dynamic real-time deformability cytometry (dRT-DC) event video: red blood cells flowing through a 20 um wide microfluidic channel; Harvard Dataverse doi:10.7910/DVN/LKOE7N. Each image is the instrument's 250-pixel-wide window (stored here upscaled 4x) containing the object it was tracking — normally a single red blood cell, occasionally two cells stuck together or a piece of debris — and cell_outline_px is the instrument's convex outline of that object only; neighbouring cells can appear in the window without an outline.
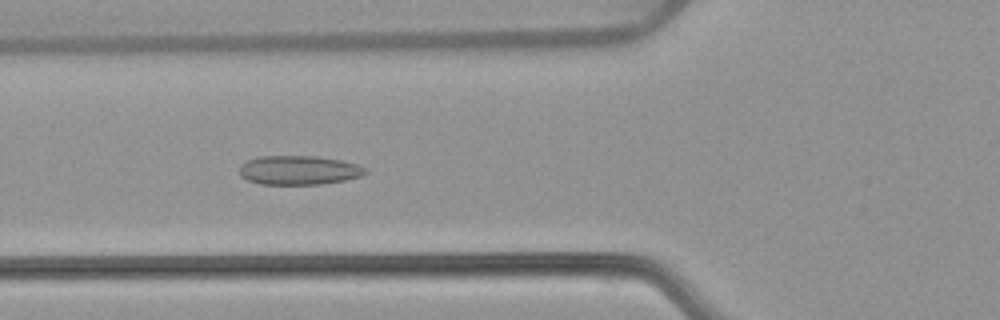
{"species": "common noctule bat (a hibernating species)", "species_latin": "Nyctalus noctula", "temperature_condition": "warm", "stored_images_in_passage": 54, "camera_frame_rate_fps": 3000, "um_per_image_px": 0.085, "animal": {"sex": "female", "body_mass_g": 22.7, "forearm_length_mm": 54.2}, "frame": {"image": 1, "passage_image": 20, "time_ms": 6.333, "image_size_px": [1000, 320], "cell_outline_px": [[368, 172], [360, 176], [344, 180], [320, 184], [260, 184], [248, 180], [240, 176], [240, 164], [248, 160], [260, 156], [316, 156], [340, 160], [356, 164], [368, 168]], "centroid_in_image_um": [25.4, 14.46], "position_along_channel_um": 100.4, "area_um2": 21.33}}
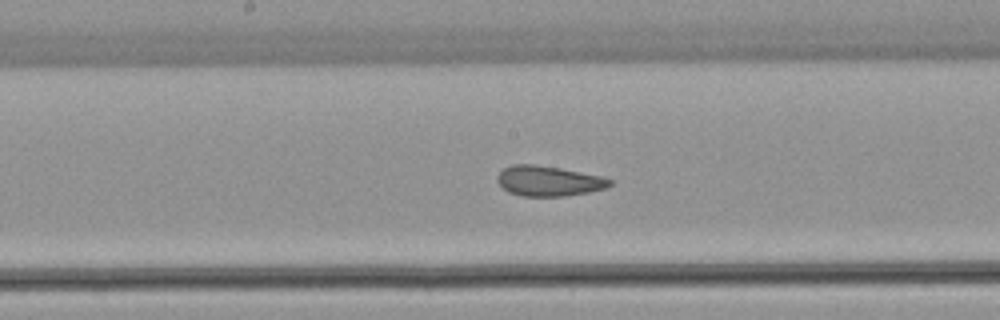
{"frame": {"image": 2, "passage_image": 28, "time_ms": 9.0, "image_size_px": [1000, 320], "cell_outline_px": [[612, 184], [608, 188], [588, 192], [564, 196], [520, 196], [508, 192], [496, 180], [496, 176], [504, 168], [512, 164], [536, 164], [560, 168], [600, 176], [612, 180]], "centroid_in_image_um": [46.62, 15.38], "position_along_channel_um": 201.6, "area_um2": 19.83}}
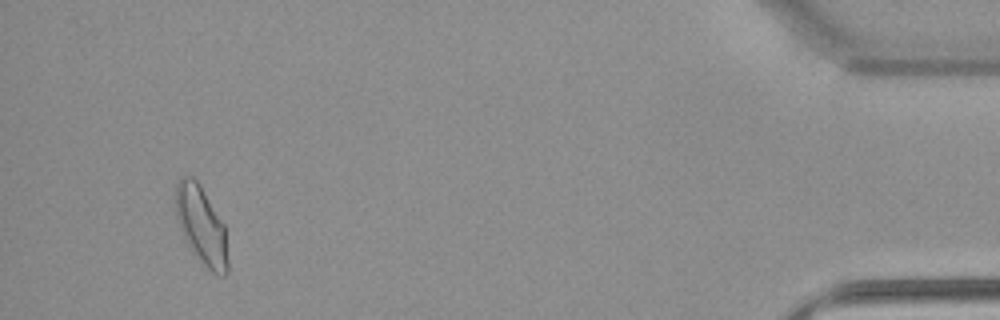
{"frame": {"image": 3, "passage_image": 51, "time_ms": 16.667, "image_size_px": [1000, 320], "cell_outline_px": [[228, 272], [224, 276], [216, 276], [192, 252], [180, 228], [176, 216], [176, 180], [180, 176], [192, 176], [200, 184], [224, 224], [228, 260]], "centroid_in_image_um": [17.12, 19.15], "position_along_channel_um": 418.1, "area_um2": 23.7}, "authors_computed_cell_mechanics": {"area_um2": 21.4727, "velocity_mm_per_s": 3.7871, "shape_relaxation_time_tau1_ms": null, "shape_relaxation_time_tau2_ms": 1.4718, "deformation_change_tau1": null, "deformation_change_tau2": 0.0728}}